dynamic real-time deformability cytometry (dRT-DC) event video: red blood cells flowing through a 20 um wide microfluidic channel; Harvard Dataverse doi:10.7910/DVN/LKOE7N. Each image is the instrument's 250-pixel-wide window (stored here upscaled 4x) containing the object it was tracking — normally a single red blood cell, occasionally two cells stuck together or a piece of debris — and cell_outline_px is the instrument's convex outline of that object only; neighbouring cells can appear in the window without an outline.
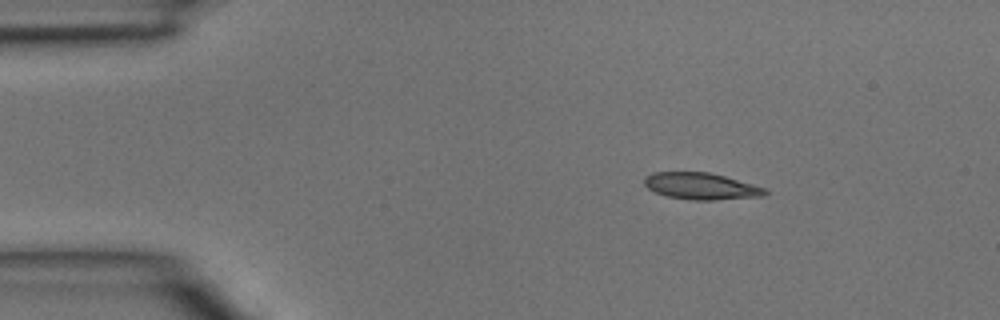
{"species": "common noctule bat (a hibernating species)", "species_latin": "Nyctalus noctula", "temperature_condition": "room temperature", "stored_images_in_passage": 3, "camera_frame_rate_fps": 3000, "um_per_image_px": 0.085, "animal": {"sex": "male", "body_mass_g": 15.6}, "frame": {"image": 1, "passage_image": 1, "time_ms": 0.0, "image_size_px": [1000, 320], "cell_outline_px": [[768, 192], [764, 196], [716, 200], [692, 200], [668, 196], [656, 192], [648, 188], [644, 184], [644, 176], [652, 172], [708, 172], [724, 176], [768, 188]], "centroid_in_image_um": [59.62, 15.82], "position_along_channel_um": 25.4, "area_um2": 18.84}}
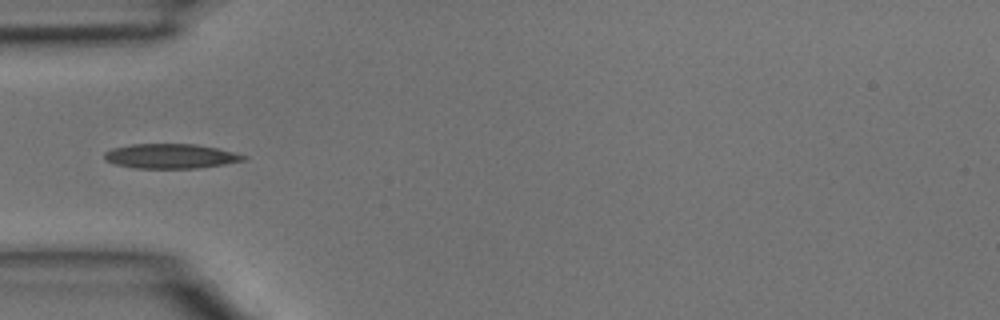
{"frame": {"image": 2, "passage_image": 3, "time_ms": 0.667, "image_size_px": [1000, 320], "cell_outline_px": [[248, 156], [244, 160], [224, 164], [196, 168], [136, 168], [116, 164], [104, 160], [104, 152], [112, 148], [132, 144], [196, 144], [216, 148]], "centroid_in_image_um": [14.47, 13.27], "position_along_channel_um": 70.5, "area_um2": 19.83}}